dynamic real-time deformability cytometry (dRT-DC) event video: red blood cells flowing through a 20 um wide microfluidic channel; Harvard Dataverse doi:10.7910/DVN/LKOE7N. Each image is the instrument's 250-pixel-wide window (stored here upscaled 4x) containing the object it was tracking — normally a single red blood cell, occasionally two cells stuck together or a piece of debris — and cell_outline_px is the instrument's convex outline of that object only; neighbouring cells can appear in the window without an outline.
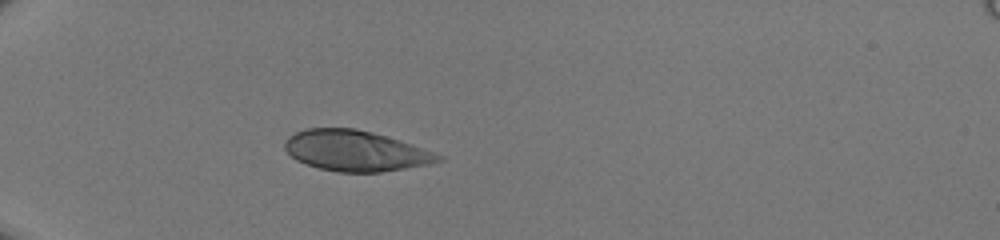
{"species": "human", "species_latin": "Homo sapiens", "temperature_condition": "room temperature", "stored_images_in_passage": 33, "camera_frame_rate_fps": 3000, "um_per_image_px": 0.085, "donor": {"sex": "male"}, "frame": {"image": 1, "passage_image": 1, "time_ms": 0.0, "image_size_px": [1000, 240], "cell_outline_px": [[444, 160], [428, 164], [380, 172], [336, 172], [320, 168], [296, 160], [284, 148], [284, 144], [288, 136], [296, 132], [308, 128], [356, 128], [372, 132], [444, 156]], "centroid_in_image_um": [30.17, 12.82], "position_along_channel_um": 54.8, "area_um2": 35.72}}
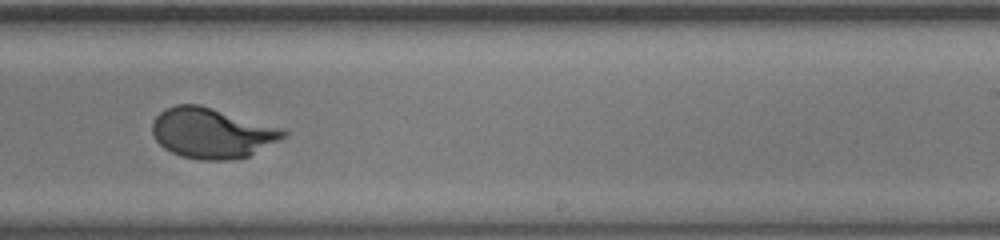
{"frame": {"image": 2, "passage_image": 18, "time_ms": 5.667, "image_size_px": [1000, 240], "cell_outline_px": [[288, 136], [248, 156], [232, 160], [200, 160], [180, 156], [164, 148], [152, 136], [152, 120], [164, 108], [176, 104], [200, 104], [280, 128], [288, 132]], "centroid_in_image_um": [17.97, 11.31], "position_along_channel_um": 271.0, "area_um2": 38.49}}
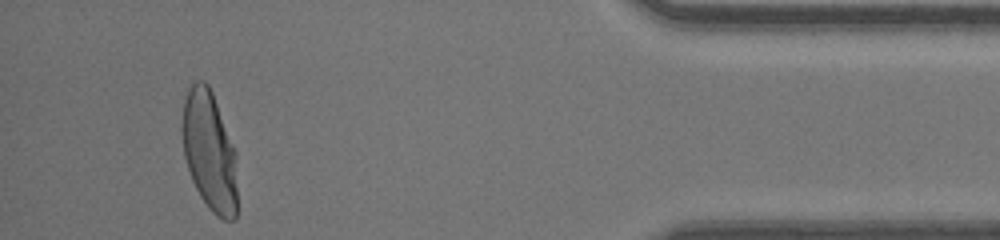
{"frame": {"image": 3, "passage_image": 31, "time_ms": 10.0, "image_size_px": [1000, 240], "cell_outline_px": [[236, 220], [224, 220], [216, 216], [208, 208], [200, 196], [192, 180], [184, 156], [180, 128], [184, 100], [188, 88], [196, 80], [204, 80], [208, 84], [212, 92], [236, 152]], "centroid_in_image_um": [17.78, 12.84], "position_along_channel_um": 417.4, "area_um2": 38.73}}